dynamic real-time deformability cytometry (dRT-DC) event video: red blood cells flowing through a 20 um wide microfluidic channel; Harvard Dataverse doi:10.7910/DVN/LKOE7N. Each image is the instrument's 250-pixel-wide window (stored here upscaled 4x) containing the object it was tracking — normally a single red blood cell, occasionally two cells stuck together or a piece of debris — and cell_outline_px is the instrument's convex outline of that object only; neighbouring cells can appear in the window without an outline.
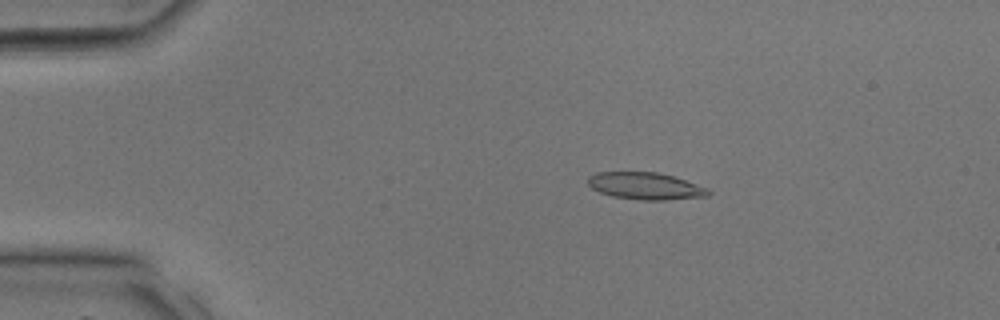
{"species": "common noctule bat (a hibernating species)", "species_latin": "Nyctalus noctula", "temperature_condition": "room temperature", "stored_images_in_passage": 36, "camera_frame_rate_fps": 3000, "um_per_image_px": 0.085, "animal": {"sex": "male", "body_mass_g": 17.9, "forearm_length_mm": 54.2}, "frame": {"image": 1, "passage_image": 7, "time_ms": 2.0, "image_size_px": [1000, 320], "cell_outline_px": [[712, 192], [708, 196], [664, 200], [640, 200], [612, 196], [600, 192], [592, 188], [588, 184], [588, 176], [596, 172], [656, 172], [672, 176], [708, 188]], "centroid_in_image_um": [54.85, 15.81], "position_along_channel_um": 30.2, "area_um2": 18.9}}
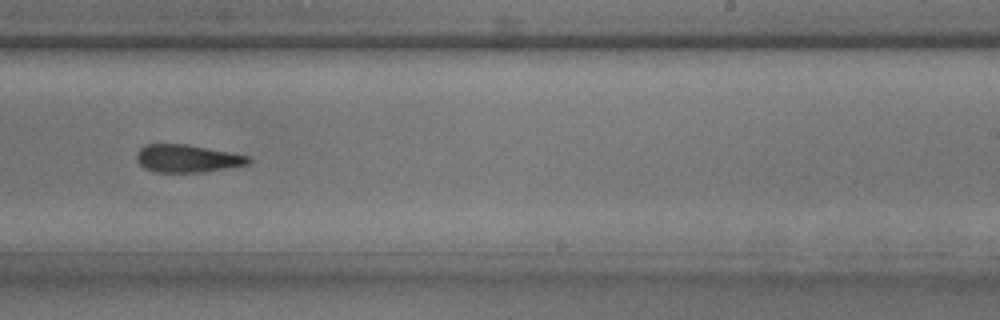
{"frame": {"image": 2, "passage_image": 23, "time_ms": 7.333, "image_size_px": [1000, 320], "cell_outline_px": [[252, 160], [248, 164], [204, 172], [156, 172], [144, 168], [136, 160], [136, 152], [144, 144], [188, 144], [248, 156]], "centroid_in_image_um": [15.87, 13.47], "position_along_channel_um": 273.1, "area_um2": 18.03}}
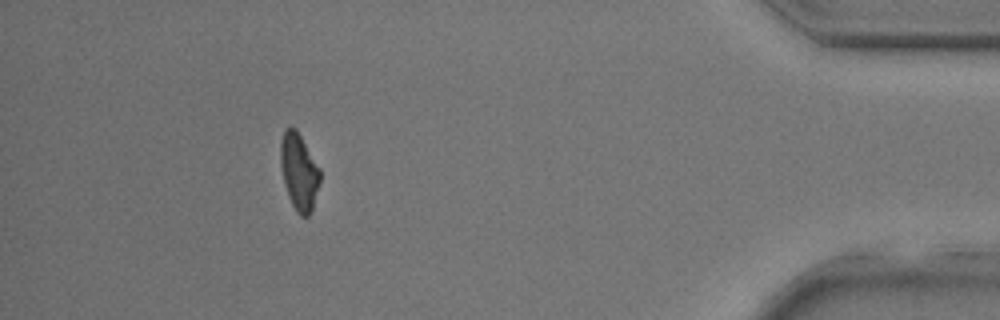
{"frame": {"image": 3, "passage_image": 33, "time_ms": 10.667, "image_size_px": [1000, 320], "cell_outline_px": [[320, 180], [312, 212], [308, 216], [300, 216], [296, 212], [288, 196], [284, 184], [280, 164], [280, 144], [284, 128], [296, 128], [320, 168]], "centroid_in_image_um": [25.41, 14.61], "position_along_channel_um": 409.8, "area_um2": 17.8}}